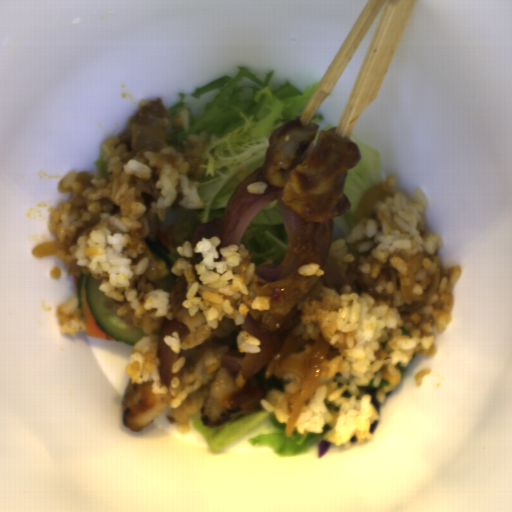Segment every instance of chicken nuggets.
Returning a JSON list of instances; mask_svg holds the SVG:
<instances>
[{"mask_svg":"<svg viewBox=\"0 0 512 512\" xmlns=\"http://www.w3.org/2000/svg\"><path fill=\"white\" fill-rule=\"evenodd\" d=\"M241 325L236 324L235 318L223 316L216 327L211 330V335L200 345L180 351L178 356H184L185 363L180 370L195 372L201 365L204 355L210 350H223L226 353L237 346V336L240 333Z\"/></svg>","mask_w":512,"mask_h":512,"instance_id":"5","label":"chicken nuggets"},{"mask_svg":"<svg viewBox=\"0 0 512 512\" xmlns=\"http://www.w3.org/2000/svg\"><path fill=\"white\" fill-rule=\"evenodd\" d=\"M249 264H251V254L248 253L247 257L235 265L232 270L234 274H241L247 277Z\"/></svg>","mask_w":512,"mask_h":512,"instance_id":"6","label":"chicken nuggets"},{"mask_svg":"<svg viewBox=\"0 0 512 512\" xmlns=\"http://www.w3.org/2000/svg\"><path fill=\"white\" fill-rule=\"evenodd\" d=\"M360 156L347 135L303 124L298 116L272 131L258 181L277 187L281 202L299 217L313 224L333 220L350 208L345 181Z\"/></svg>","mask_w":512,"mask_h":512,"instance_id":"1","label":"chicken nuggets"},{"mask_svg":"<svg viewBox=\"0 0 512 512\" xmlns=\"http://www.w3.org/2000/svg\"><path fill=\"white\" fill-rule=\"evenodd\" d=\"M267 369L244 376L222 367L212 378L201 413L205 426L224 424L264 409L260 399H265L272 389L284 392V380L274 373L266 379Z\"/></svg>","mask_w":512,"mask_h":512,"instance_id":"3","label":"chicken nuggets"},{"mask_svg":"<svg viewBox=\"0 0 512 512\" xmlns=\"http://www.w3.org/2000/svg\"><path fill=\"white\" fill-rule=\"evenodd\" d=\"M175 396L153 392V380L132 383L129 379L122 399V424L131 431H140L154 421Z\"/></svg>","mask_w":512,"mask_h":512,"instance_id":"4","label":"chicken nuggets"},{"mask_svg":"<svg viewBox=\"0 0 512 512\" xmlns=\"http://www.w3.org/2000/svg\"><path fill=\"white\" fill-rule=\"evenodd\" d=\"M323 285L321 275L303 276L298 270L279 281H266L254 274L247 285L249 294H240L233 305L238 311L240 303L246 305V316L263 331L282 330L300 324L302 314L297 305L301 300L321 301Z\"/></svg>","mask_w":512,"mask_h":512,"instance_id":"2","label":"chicken nuggets"}]
</instances>
